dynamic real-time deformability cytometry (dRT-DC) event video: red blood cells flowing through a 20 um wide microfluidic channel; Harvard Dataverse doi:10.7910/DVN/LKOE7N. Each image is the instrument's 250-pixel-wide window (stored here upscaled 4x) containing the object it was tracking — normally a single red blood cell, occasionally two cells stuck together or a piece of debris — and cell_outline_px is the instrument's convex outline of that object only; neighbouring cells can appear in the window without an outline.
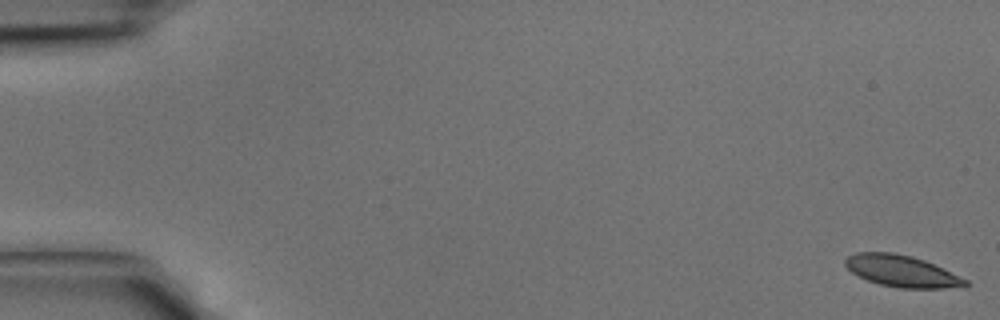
{"species": "common noctule bat (a hibernating species)", "species_latin": "Nyctalus noctula", "temperature_condition": "cold", "stored_images_in_passage": 43, "camera_frame_rate_fps": 3000, "um_per_image_px": 0.085, "animal": {"sex": "male", "body_mass_g": 15.6}, "frame": {"image": 1, "passage_image": 1, "time_ms": 0.0, "image_size_px": [1000, 320], "cell_outline_px": [[972, 284], [964, 288], [900, 288], [880, 284], [868, 280], [852, 272], [844, 264], [844, 260], [848, 256], [856, 252], [892, 252], [912, 256], [924, 260], [968, 280]], "centroid_in_image_um": [76.69, 23.05], "position_along_channel_um": 8.3, "area_um2": 22.14}}
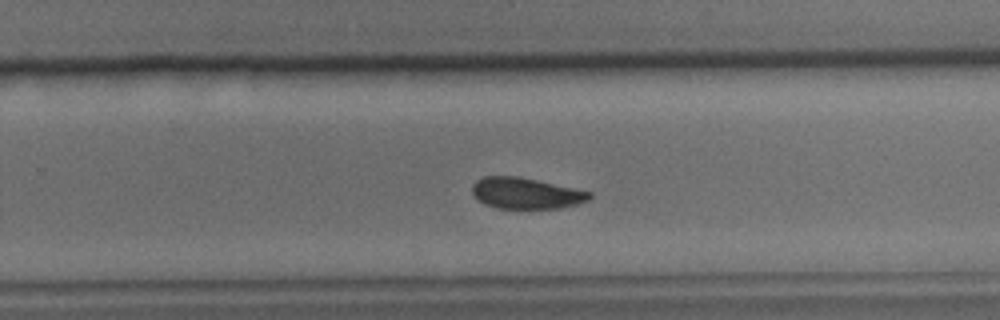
{"frame": {"image": 2, "passage_image": 28, "time_ms": 9.0, "image_size_px": [1000, 320], "cell_outline_px": [[592, 196], [588, 200], [576, 204], [560, 208], [496, 208], [484, 204], [476, 200], [472, 192], [472, 184], [476, 180], [484, 176], [520, 176], [592, 192]], "centroid_in_image_um": [44.66, 16.42], "position_along_channel_um": 285.1, "area_um2": 21.39}}
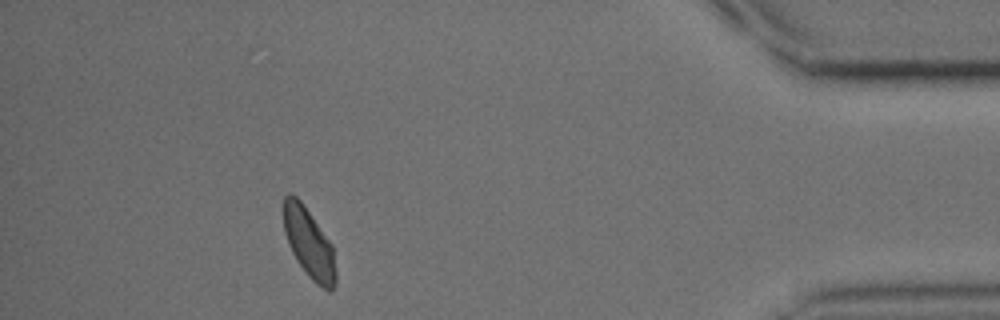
{"frame": {"image": 3, "passage_image": 39, "time_ms": 12.667, "image_size_px": [1000, 320], "cell_outline_px": [[336, 284], [328, 292], [316, 284], [312, 280], [296, 260], [288, 244], [284, 232], [280, 208], [284, 196], [288, 192], [292, 192], [300, 200], [332, 244], [336, 272]], "centroid_in_image_um": [26.21, 20.62], "position_along_channel_um": 409.0, "area_um2": 21.68}}